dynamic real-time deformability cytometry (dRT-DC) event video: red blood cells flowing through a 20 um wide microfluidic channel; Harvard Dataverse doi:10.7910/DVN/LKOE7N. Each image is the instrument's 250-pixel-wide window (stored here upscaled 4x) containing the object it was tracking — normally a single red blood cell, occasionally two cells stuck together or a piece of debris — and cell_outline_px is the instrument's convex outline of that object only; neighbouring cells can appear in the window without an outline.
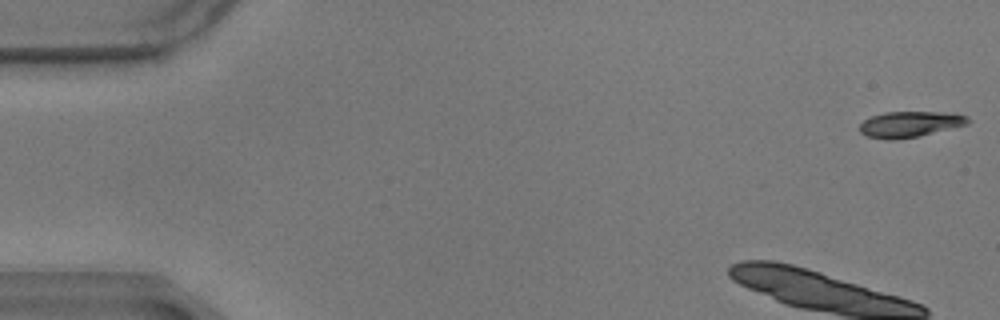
{"species": "common noctule bat (a hibernating species)", "species_latin": "Nyctalus noctula", "temperature_condition": "warm", "stored_images_in_passage": 15, "camera_frame_rate_fps": 3000, "um_per_image_px": 0.085, "animal": {"sex": "male", "body_mass_g": 17.9}, "frame": {"image": 1, "passage_image": 1, "time_ms": 0.0, "image_size_px": [1000, 320], "cell_outline_px": [[972, 120], [968, 124], [916, 136], [892, 140], [888, 140], [868, 136], [860, 132], [860, 124], [864, 120], [872, 116], [884, 112], [952, 112], [968, 116]], "centroid_in_image_um": [77.37, 10.54], "position_along_channel_um": 7.6, "area_um2": 16.18}}